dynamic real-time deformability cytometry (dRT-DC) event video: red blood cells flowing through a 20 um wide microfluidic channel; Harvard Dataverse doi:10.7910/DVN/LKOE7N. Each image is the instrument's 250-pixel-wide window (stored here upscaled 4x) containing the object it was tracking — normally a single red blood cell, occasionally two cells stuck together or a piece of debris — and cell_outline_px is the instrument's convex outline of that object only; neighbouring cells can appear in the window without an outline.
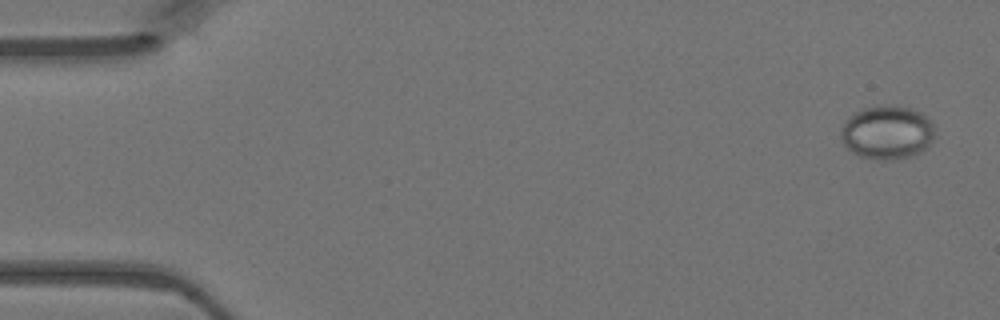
{"species": "Egyptian fruit bat (a non-hibernating species)", "species_latin": "Rousettus aegyptiacus", "temperature_condition": "warm", "stored_images_in_passage": 12, "camera_frame_rate_fps": 3000, "um_per_image_px": 0.085, "animal": {"sex": "female"}, "frame": {"image": 1, "passage_image": 1, "time_ms": 0.0, "image_size_px": [1000, 320], "cell_outline_px": [[932, 136], [928, 144], [920, 152], [912, 156], [888, 160], [876, 160], [860, 156], [852, 152], [844, 144], [840, 136], [840, 132], [848, 116], [864, 108], [880, 104], [896, 104], [908, 108], [924, 116], [932, 124]], "centroid_in_image_um": [75.34, 11.25], "position_along_channel_um": 9.7, "area_um2": 29.07}}